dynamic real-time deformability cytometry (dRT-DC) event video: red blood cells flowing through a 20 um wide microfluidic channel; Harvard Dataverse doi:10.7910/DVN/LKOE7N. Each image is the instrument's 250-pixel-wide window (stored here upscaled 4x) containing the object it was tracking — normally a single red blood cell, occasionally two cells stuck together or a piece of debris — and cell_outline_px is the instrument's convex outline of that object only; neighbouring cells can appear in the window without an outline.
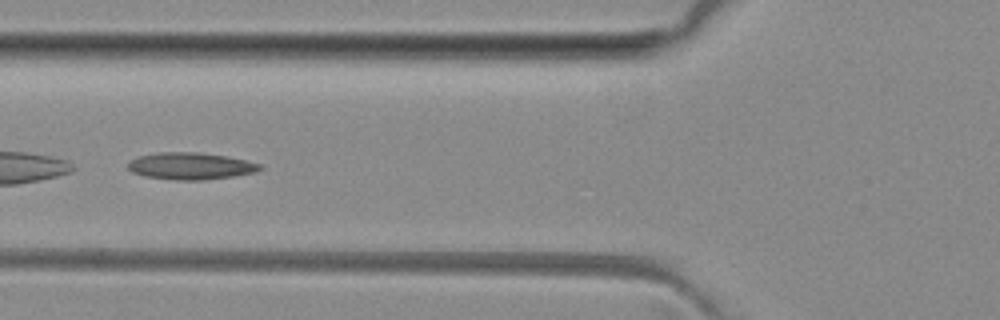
{"species": "common noctule bat (a hibernating species)", "species_latin": "Nyctalus noctula", "temperature_condition": "room temperature", "stored_images_in_passage": 6, "camera_frame_rate_fps": 3000, "um_per_image_px": 0.085, "animal": {"sex": "female", "body_mass_g": 29.2, "forearm_length_mm": 56.3}, "frame": {"image": 1, "passage_image": 6, "time_ms": 5.667, "image_size_px": [1000, 320], "cell_outline_px": [[264, 168], [256, 172], [232, 176], [204, 180], [172, 180], [144, 176], [132, 172], [128, 168], [128, 160], [140, 156], [156, 152], [196, 152], [224, 156], [244, 160], [260, 164]], "centroid_in_image_um": [16.16, 14.12], "position_along_channel_um": 109.6, "area_um2": 20.69}}